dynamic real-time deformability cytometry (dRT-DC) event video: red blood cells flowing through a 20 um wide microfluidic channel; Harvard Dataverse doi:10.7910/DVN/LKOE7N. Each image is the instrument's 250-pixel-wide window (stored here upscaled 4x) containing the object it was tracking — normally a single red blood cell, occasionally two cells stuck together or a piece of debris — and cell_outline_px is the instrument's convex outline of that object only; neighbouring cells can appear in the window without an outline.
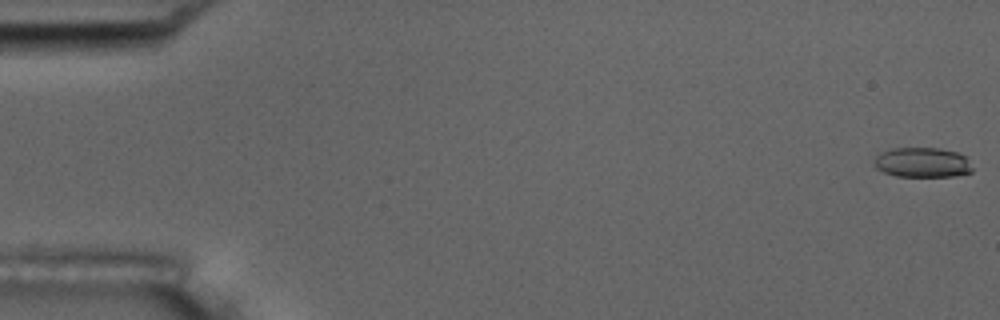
{"species": "common noctule bat (a hibernating species)", "species_latin": "Nyctalus noctula", "temperature_condition": "room temperature", "stored_images_in_passage": 54, "camera_frame_rate_fps": 3000, "um_per_image_px": 0.085, "animal": {"sex": "male", "body_mass_g": 17.5, "forearm_length_mm": 52.3}, "frame": {"image": 1, "passage_image": 1, "time_ms": 0.0, "image_size_px": [1000, 320], "cell_outline_px": [[972, 172], [956, 176], [896, 176], [884, 172], [876, 168], [872, 164], [872, 160], [876, 156], [892, 148], [940, 148], [956, 152], [964, 156], [972, 168]], "centroid_in_image_um": [78.37, 13.81], "position_along_channel_um": 6.6, "area_um2": 17.05}}
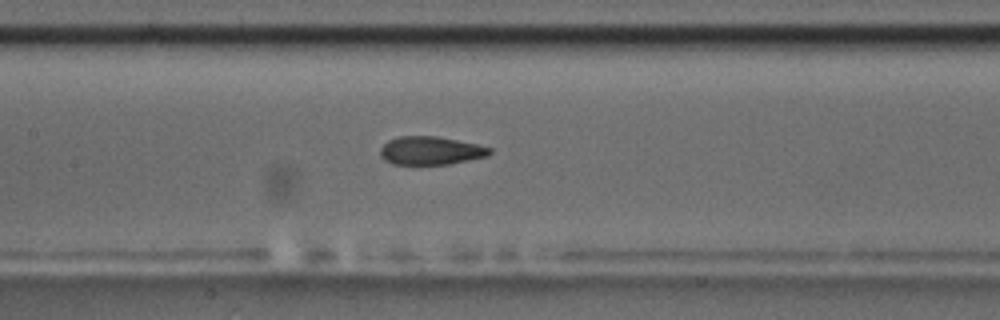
{"frame": {"image": 2, "passage_image": 26, "time_ms": 8.333, "image_size_px": [1000, 320], "cell_outline_px": [[492, 152], [488, 156], [448, 164], [392, 164], [384, 160], [380, 156], [380, 148], [388, 140], [400, 136], [436, 136], [476, 144], [492, 148]], "centroid_in_image_um": [36.59, 12.8], "position_along_channel_um": 170.8, "area_um2": 17.98}}
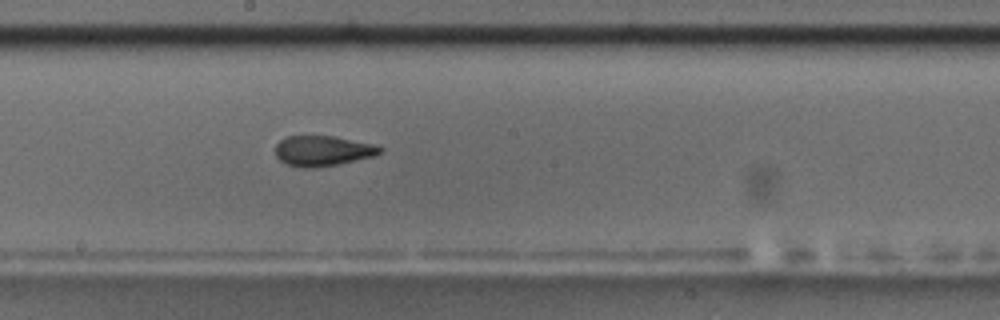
{"frame": {"image": 3, "passage_image": 30, "time_ms": 9.667, "image_size_px": [1000, 320], "cell_outline_px": [[384, 148], [380, 152], [372, 156], [340, 164], [316, 168], [304, 168], [288, 164], [280, 160], [276, 156], [276, 144], [280, 140], [288, 136], [332, 136], [372, 144]], "centroid_in_image_um": [27.4, 12.83], "position_along_channel_um": 220.8, "area_um2": 18.26}, "authors_computed_cell_mechanics": {"area_um2": 18.6694, "velocity_mm_per_s": 3.774, "shape_relaxation_time_tau1_ms": null, "shape_relaxation_time_tau2_ms": 1.5968, "deformation_change_tau1": null, "deformation_change_tau2": 0.0718}}